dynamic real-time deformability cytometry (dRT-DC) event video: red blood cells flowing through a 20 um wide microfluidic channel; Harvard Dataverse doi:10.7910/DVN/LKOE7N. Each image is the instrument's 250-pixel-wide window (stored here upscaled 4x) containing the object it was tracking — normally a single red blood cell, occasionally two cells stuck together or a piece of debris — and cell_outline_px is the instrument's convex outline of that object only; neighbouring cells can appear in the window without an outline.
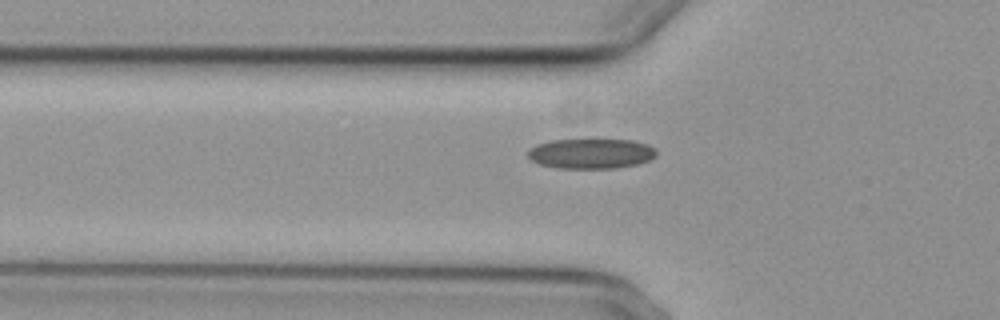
{"species": "common noctule bat (a hibernating species)", "species_latin": "Nyctalus noctula", "temperature_condition": "cold", "stored_images_in_passage": 6, "camera_frame_rate_fps": 3000, "um_per_image_px": 0.085, "animal": {"sex": "female", "body_mass_g": 29.2, "forearm_length_mm": 56.3}, "frame": {"image": 1, "passage_image": 6, "time_ms": 5.667, "image_size_px": [1000, 320], "cell_outline_px": [[656, 156], [648, 160], [636, 164], [616, 168], [556, 168], [540, 164], [532, 160], [528, 156], [528, 148], [536, 144], [552, 140], [632, 140], [648, 144], [656, 148]], "centroid_in_image_um": [50.23, 13.05], "position_along_channel_um": 75.6, "area_um2": 22.48}}